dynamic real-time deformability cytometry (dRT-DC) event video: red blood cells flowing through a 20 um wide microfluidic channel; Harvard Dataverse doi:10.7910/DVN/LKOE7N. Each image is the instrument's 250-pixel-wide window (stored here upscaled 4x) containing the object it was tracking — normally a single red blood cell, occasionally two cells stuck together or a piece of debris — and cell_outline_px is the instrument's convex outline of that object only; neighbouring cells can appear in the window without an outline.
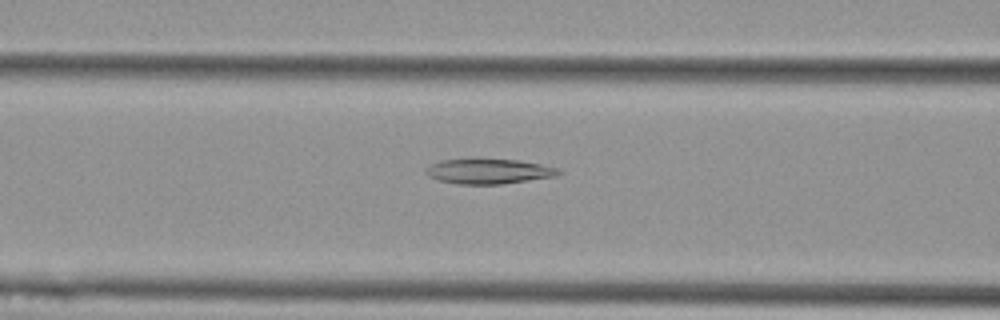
{"species": "Egyptian fruit bat (a non-hibernating species)", "species_latin": "Rousettus aegyptiacus", "temperature_condition": "cold", "stored_images_in_passage": 55, "camera_frame_rate_fps": 3000, "um_per_image_px": 0.085, "animal": {"sex": "female"}, "frame": {"image": 1, "passage_image": 22, "time_ms": 7.0, "image_size_px": [1000, 320], "cell_outline_px": [[564, 172], [556, 176], [500, 184], [456, 184], [440, 180], [428, 176], [424, 172], [424, 168], [440, 160], [520, 160], [540, 164], [556, 168]], "centroid_in_image_um": [41.53, 14.57], "position_along_channel_um": 125.1, "area_um2": 19.02}}
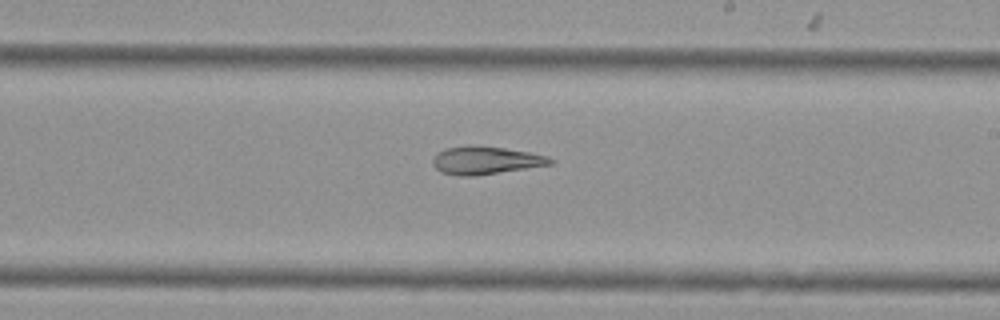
{"frame": {"image": 2, "passage_image": 32, "time_ms": 10.333, "image_size_px": [1000, 320], "cell_outline_px": [[556, 160], [552, 164], [476, 176], [460, 176], [440, 172], [432, 164], [432, 160], [436, 152], [444, 148], [468, 144], [504, 148], [528, 152], [548, 156]], "centroid_in_image_um": [41.24, 13.62], "position_along_channel_um": 247.8, "area_um2": 19.36}}
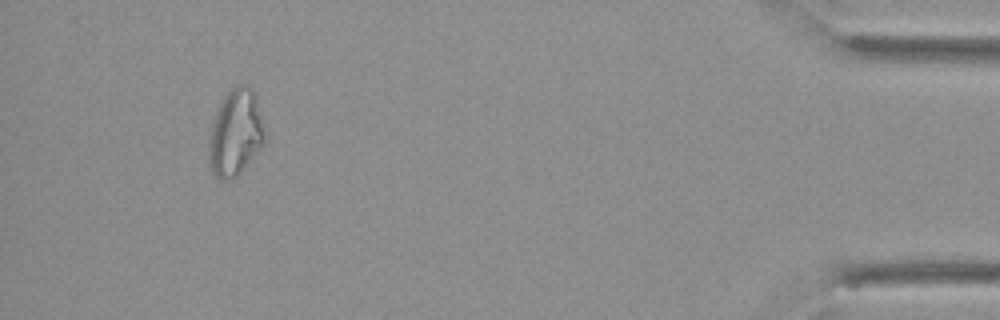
{"frame": {"image": 3, "passage_image": 51, "time_ms": 16.667, "image_size_px": [1000, 320], "cell_outline_px": [[264, 140], [260, 148], [240, 172], [232, 180], [220, 180], [212, 172], [208, 164], [208, 152], [212, 124], [216, 112], [224, 96], [236, 84], [248, 84], [252, 88], [256, 96], [264, 136]], "centroid_in_image_um": [19.98, 11.29], "position_along_channel_um": 415.2, "area_um2": 27.74}, "authors_computed_cell_mechanics": {"area_um2": 23.7558, "velocity_mm_per_s": 3.6888, "shape_relaxation_time_tau1_ms": null, "shape_relaxation_time_tau2_ms": 4.9847, "deformation_change_tau1": null, "deformation_change_tau2": 0.1424}}